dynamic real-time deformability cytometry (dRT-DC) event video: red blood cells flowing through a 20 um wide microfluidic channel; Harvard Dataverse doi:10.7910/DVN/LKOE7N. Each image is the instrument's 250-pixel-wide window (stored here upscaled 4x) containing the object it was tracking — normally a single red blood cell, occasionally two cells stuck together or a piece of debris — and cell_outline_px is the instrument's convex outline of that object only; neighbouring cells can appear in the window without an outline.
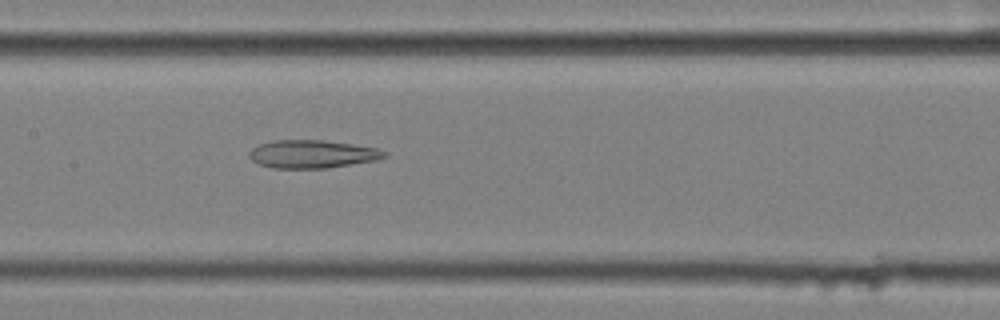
{"species": "common noctule bat (a hibernating species)", "species_latin": "Nyctalus noctula", "temperature_condition": "cold", "stored_images_in_passage": 58, "camera_frame_rate_fps": 3000, "um_per_image_px": 0.085, "animal": {"sex": "female", "body_mass_g": 25.1}, "frame": {"image": 1, "passage_image": 29, "time_ms": 9.333, "image_size_px": [1000, 320], "cell_outline_px": [[388, 156], [376, 160], [324, 168], [272, 168], [260, 164], [252, 160], [248, 156], [248, 152], [252, 148], [260, 144], [272, 140], [324, 140], [352, 144], [376, 148], [384, 152]], "centroid_in_image_um": [26.49, 13.09], "position_along_channel_um": 180.9, "area_um2": 21.91}}
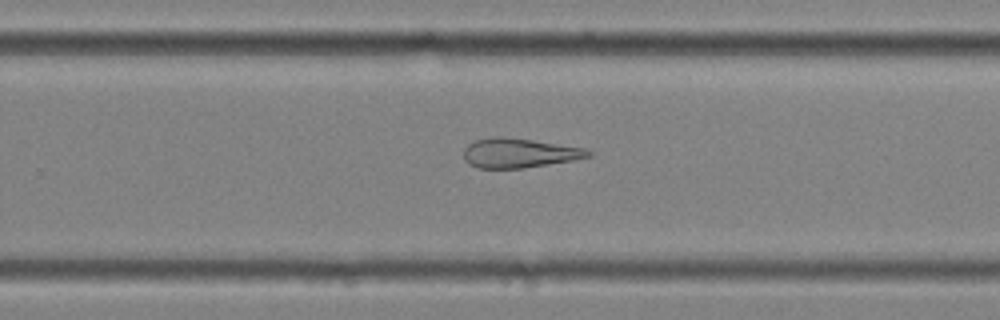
{"frame": {"image": 2, "passage_image": 38, "time_ms": 12.333, "image_size_px": [1000, 320], "cell_outline_px": [[592, 156], [572, 160], [524, 168], [476, 168], [468, 164], [464, 160], [464, 148], [468, 144], [476, 140], [492, 136], [504, 136], [532, 140], [584, 148], [592, 152]], "centroid_in_image_um": [44.08, 13.0], "position_along_channel_um": 285.7, "area_um2": 21.39}}
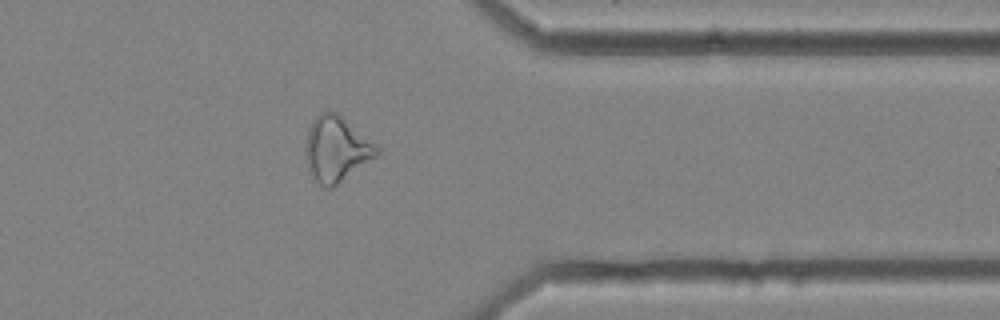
{"frame": {"image": 3, "passage_image": 47, "time_ms": 15.333, "image_size_px": [1000, 320], "cell_outline_px": [[380, 152], [376, 156], [332, 188], [324, 188], [308, 172], [304, 152], [304, 148], [308, 128], [312, 120], [320, 112], [340, 112], [376, 144], [380, 148]], "centroid_in_image_um": [28.57, 12.64], "position_along_channel_um": 382.8, "area_um2": 27.51}}